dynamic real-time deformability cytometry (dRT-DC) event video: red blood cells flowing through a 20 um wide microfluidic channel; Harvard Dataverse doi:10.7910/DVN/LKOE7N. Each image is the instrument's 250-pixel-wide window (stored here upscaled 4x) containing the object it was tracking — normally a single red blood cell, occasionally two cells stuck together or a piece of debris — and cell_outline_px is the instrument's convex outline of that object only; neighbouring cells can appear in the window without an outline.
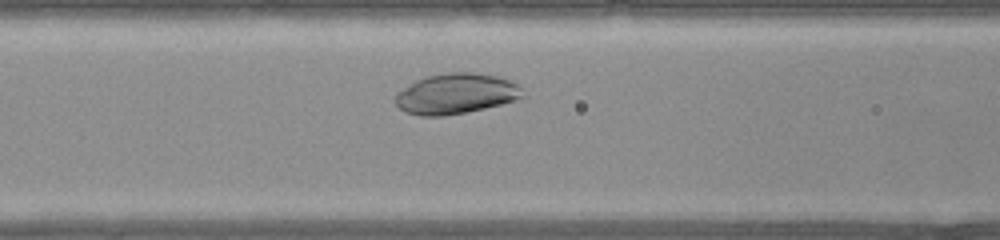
{"species": "common noctule bat (a hibernating species)", "species_latin": "Nyctalus noctula", "temperature_condition": "warm", "stored_images_in_passage": 25, "camera_frame_rate_fps": 3000, "um_per_image_px": 0.085, "animal": {"sex": "female", "body_mass_g": 22.0, "forearm_length_mm": 56.7}, "frame": {"image": 1, "passage_image": 8, "time_ms": 2.333, "image_size_px": [1000, 240], "cell_outline_px": [[524, 96], [500, 104], [468, 112], [444, 116], [420, 116], [404, 112], [392, 100], [404, 88], [416, 80], [424, 76], [444, 72], [476, 72], [500, 76], [516, 84], [520, 88]], "centroid_in_image_um": [38.72, 7.96], "position_along_channel_um": 127.9, "area_um2": 30.06}}
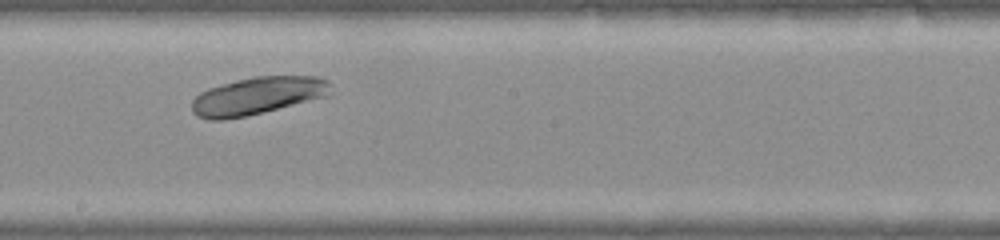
{"frame": {"image": 2, "passage_image": 14, "time_ms": 4.333, "image_size_px": [1000, 240], "cell_outline_px": [[332, 84], [328, 96], [244, 116], [224, 120], [208, 120], [196, 116], [192, 112], [192, 100], [200, 92], [208, 88], [236, 80], [252, 76], [324, 76]], "centroid_in_image_um": [21.89, 8.13], "position_along_channel_um": 226.3, "area_um2": 30.46}}
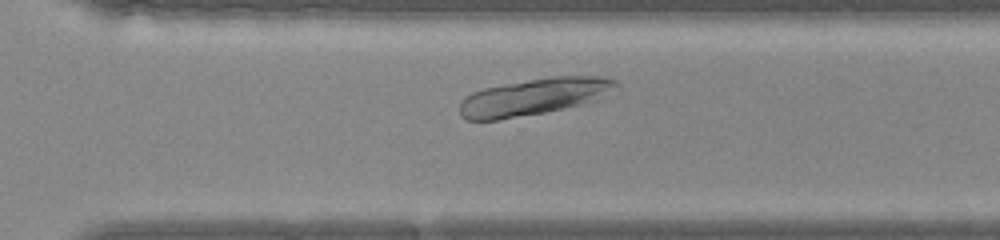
{"frame": {"image": 3, "passage_image": 20, "time_ms": 6.333, "image_size_px": [1000, 240], "cell_outline_px": [[620, 88], [596, 100], [544, 112], [496, 120], [464, 120], [460, 116], [460, 100], [464, 96], [472, 92], [484, 88], [504, 84], [552, 76], [604, 76], [616, 80], [620, 84]], "centroid_in_image_um": [45.4, 8.21], "position_along_channel_um": 325.2, "area_um2": 33.58}}